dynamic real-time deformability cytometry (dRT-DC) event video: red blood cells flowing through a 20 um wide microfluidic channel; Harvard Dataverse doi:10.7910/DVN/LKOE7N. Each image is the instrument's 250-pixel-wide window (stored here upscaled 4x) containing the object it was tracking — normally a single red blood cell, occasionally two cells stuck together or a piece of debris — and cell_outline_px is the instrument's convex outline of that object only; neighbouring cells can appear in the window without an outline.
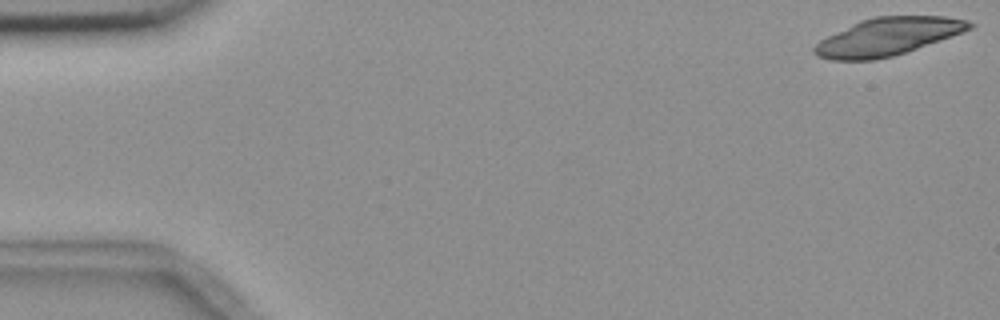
{"species": "common noctule bat (a hibernating species)", "species_latin": "Nyctalus noctula", "temperature_condition": "room temperature", "stored_images_in_passage": 6, "camera_frame_rate_fps": 3000, "um_per_image_px": 0.085, "animal": {"sex": "female", "body_mass_g": 18.4}, "frame": {"image": 1, "passage_image": 1, "time_ms": 0.0, "image_size_px": [1000, 320], "cell_outline_px": [[976, 24], [972, 28], [916, 48], [892, 56], [872, 60], [832, 60], [816, 56], [812, 52], [812, 48], [820, 40], [860, 20], [876, 16], [944, 16], [968, 20]], "centroid_in_image_um": [75.42, 3.11], "position_along_channel_um": 9.6, "area_um2": 33.58}}
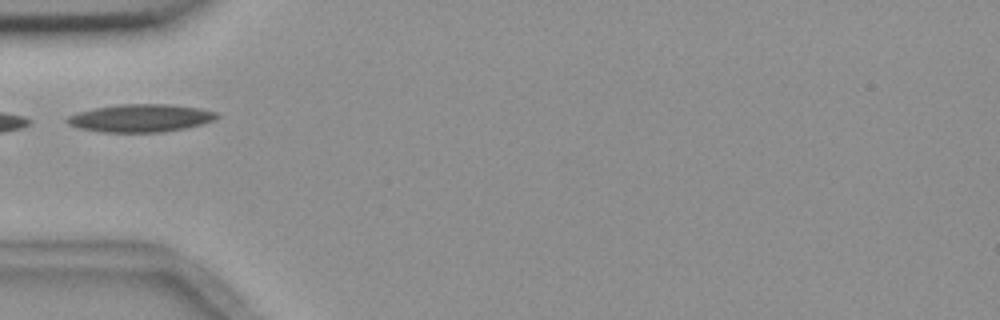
{"frame": {"image": 2, "passage_image": 6, "time_ms": 5.667, "image_size_px": [1000, 320], "cell_outline_px": [[220, 116], [216, 120], [204, 124], [164, 132], [100, 132], [80, 128], [68, 124], [64, 120], [68, 116], [76, 112], [92, 108], [120, 104], [168, 104], [200, 108], [216, 112]], "centroid_in_image_um": [11.95, 10.03], "position_along_channel_um": 73.0, "area_um2": 24.51}}